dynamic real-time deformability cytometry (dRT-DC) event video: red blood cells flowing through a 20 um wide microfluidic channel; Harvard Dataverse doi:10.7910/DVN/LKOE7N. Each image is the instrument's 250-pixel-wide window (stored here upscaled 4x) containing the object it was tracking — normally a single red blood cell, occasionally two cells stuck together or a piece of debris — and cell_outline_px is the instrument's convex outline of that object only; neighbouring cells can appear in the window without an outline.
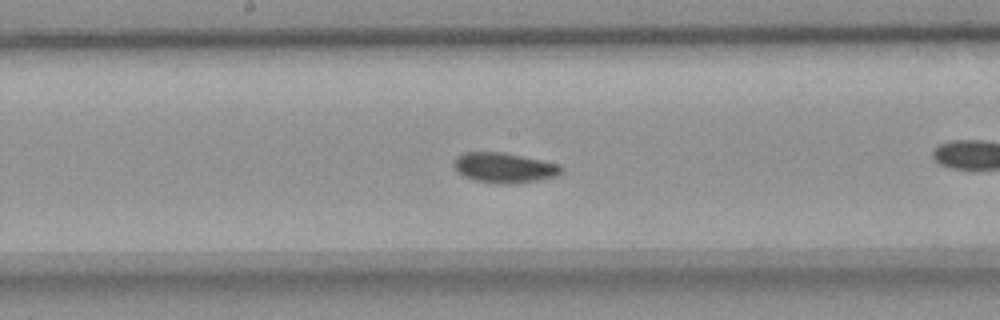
{"species": "common noctule bat (a hibernating species)", "species_latin": "Nyctalus noctula", "temperature_condition": "room temperature", "stored_images_in_passage": 40, "camera_frame_rate_fps": 3000, "um_per_image_px": 0.085, "animal": {"sex": "female", "body_mass_g": 18.4}, "frame": {"image": 1, "passage_image": 12, "time_ms": 3.667, "image_size_px": [1000, 320], "cell_outline_px": [[564, 172], [556, 176], [536, 180], [500, 184], [472, 180], [456, 172], [452, 164], [456, 156], [464, 152], [500, 152], [560, 164], [564, 168]], "centroid_in_image_um": [42.81, 14.25], "position_along_channel_um": 205.4, "area_um2": 18.79}}
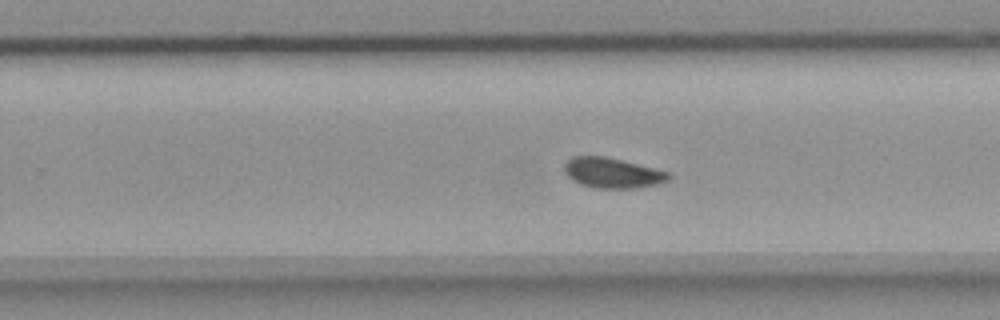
{"frame": {"image": 2, "passage_image": 18, "time_ms": 5.667, "image_size_px": [1000, 320], "cell_outline_px": [[672, 176], [668, 180], [660, 184], [632, 188], [596, 188], [580, 184], [572, 180], [564, 172], [564, 164], [572, 156], [604, 156], [668, 172]], "centroid_in_image_um": [52.02, 14.7], "position_along_channel_um": 277.8, "area_um2": 18.21}, "authors_computed_cell_mechanics": {"area_um2": 18.0914, "velocity_mm_per_s": 3.635, "shape_relaxation_time_tau1_ms": 1.9171, "shape_relaxation_time_tau2_ms": 1.1151, "deformation_change_tau1": 0.1043, "deformation_change_tau2": 0.0505}}